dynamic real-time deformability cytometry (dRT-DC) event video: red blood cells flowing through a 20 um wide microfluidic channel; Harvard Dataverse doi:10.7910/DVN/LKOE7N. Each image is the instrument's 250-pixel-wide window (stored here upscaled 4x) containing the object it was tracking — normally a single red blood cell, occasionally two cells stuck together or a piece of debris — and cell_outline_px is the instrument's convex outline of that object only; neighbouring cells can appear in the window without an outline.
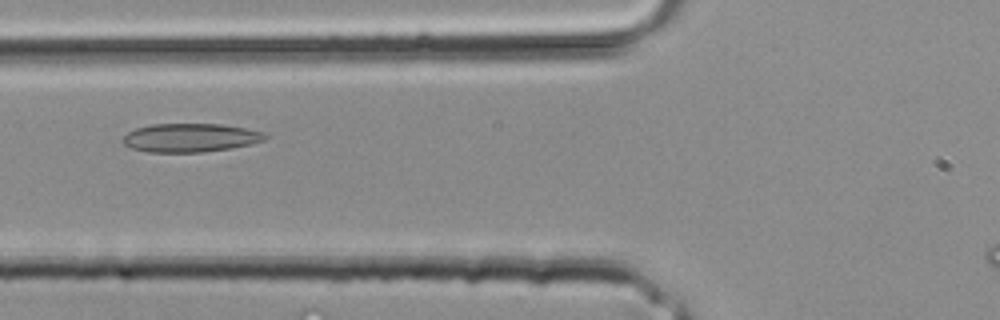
{"species": "common noctule bat (a hibernating species)", "species_latin": "Nyctalus noctula", "temperature_condition": "room temperature", "stored_images_in_passage": 24, "camera_frame_rate_fps": 3000, "um_per_image_px": 0.085, "animal": {"sex": "male", "body_mass_g": 20.4}, "frame": {"image": 1, "passage_image": 5, "time_ms": 1.333, "image_size_px": [1000, 320], "cell_outline_px": [[268, 136], [264, 140], [252, 144], [232, 148], [200, 152], [148, 152], [132, 148], [124, 144], [120, 140], [128, 132], [136, 128], [152, 124], [220, 124], [244, 128], [264, 132]], "centroid_in_image_um": [16.17, 11.71], "position_along_channel_um": 109.6, "area_um2": 23.7}}
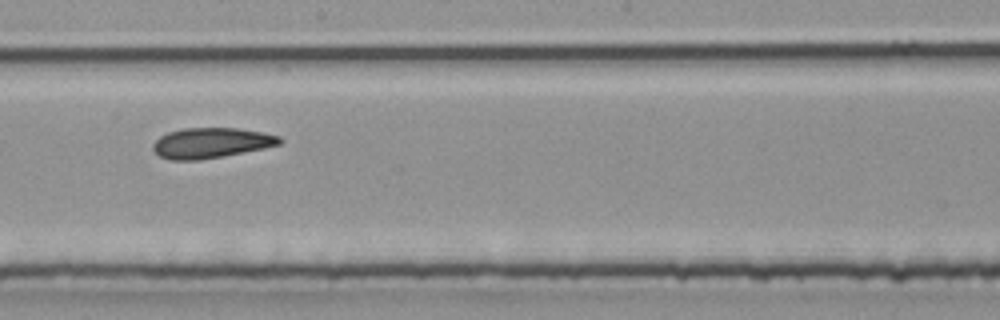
{"frame": {"image": 2, "passage_image": 11, "time_ms": 3.333, "image_size_px": [1000, 320], "cell_outline_px": [[284, 140], [280, 144], [264, 148], [224, 156], [200, 160], [168, 160], [160, 156], [152, 148], [152, 144], [160, 136], [168, 132], [184, 128], [240, 128], [264, 132], [280, 136]], "centroid_in_image_um": [17.96, 12.14], "position_along_channel_um": 230.2, "area_um2": 22.54}}
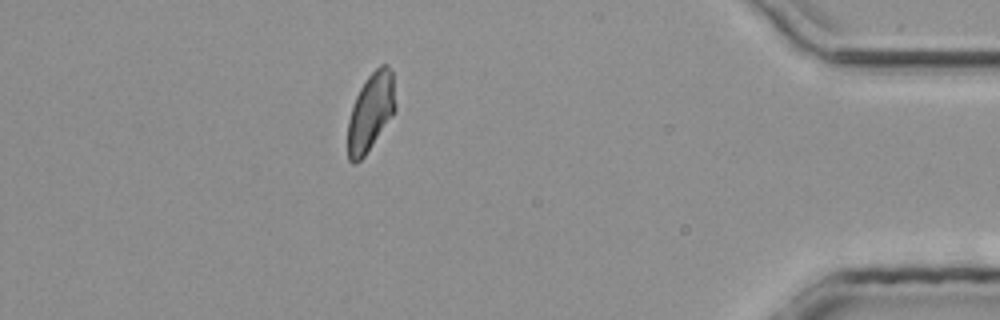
{"frame": {"image": 3, "passage_image": 22, "time_ms": 7.0, "image_size_px": [1000, 320], "cell_outline_px": [[396, 108], [392, 116], [364, 156], [356, 164], [352, 164], [348, 160], [348, 120], [356, 96], [360, 88], [368, 76], [380, 64], [388, 64], [392, 72], [396, 104]], "centroid_in_image_um": [31.51, 9.51], "position_along_channel_um": 403.7, "area_um2": 21.5}}